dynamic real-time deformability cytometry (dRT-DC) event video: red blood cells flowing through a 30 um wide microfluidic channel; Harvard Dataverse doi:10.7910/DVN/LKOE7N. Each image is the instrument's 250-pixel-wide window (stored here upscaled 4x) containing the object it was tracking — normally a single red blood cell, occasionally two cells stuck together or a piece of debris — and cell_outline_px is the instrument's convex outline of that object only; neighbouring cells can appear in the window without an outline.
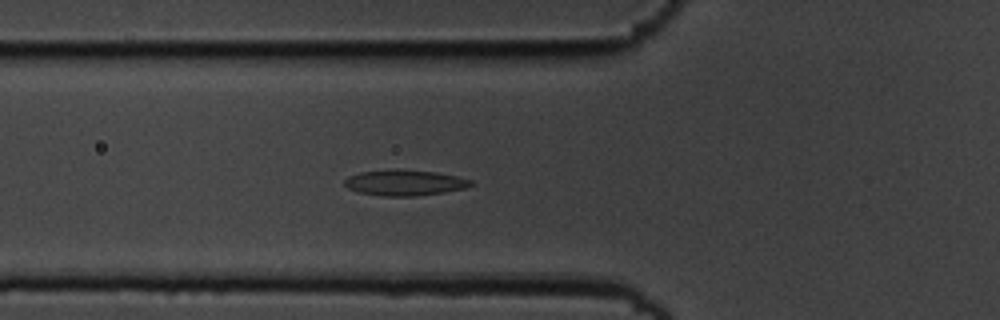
{"species": "common noctule bat (a hibernating species)", "species_latin": "Nyctalus noctula", "temperature_condition": "cold", "stored_images_in_passage": 8, "camera_frame_rate_fps": 3000, "um_per_image_px": 0.085, "animal": {"sex": "male", "body_mass_g": 19.5, "forearm_length_mm": 54.6}, "frame": {"image": 1, "passage_image": 7, "time_ms": 2.0, "image_size_px": [1000, 320], "cell_outline_px": [[472, 184], [468, 188], [444, 192], [416, 196], [384, 196], [360, 192], [348, 188], [344, 184], [344, 180], [348, 176], [360, 172], [436, 172], [456, 176], [472, 180]], "centroid_in_image_um": [34.44, 15.58], "position_along_channel_um": 91.4, "area_um2": 17.98}}